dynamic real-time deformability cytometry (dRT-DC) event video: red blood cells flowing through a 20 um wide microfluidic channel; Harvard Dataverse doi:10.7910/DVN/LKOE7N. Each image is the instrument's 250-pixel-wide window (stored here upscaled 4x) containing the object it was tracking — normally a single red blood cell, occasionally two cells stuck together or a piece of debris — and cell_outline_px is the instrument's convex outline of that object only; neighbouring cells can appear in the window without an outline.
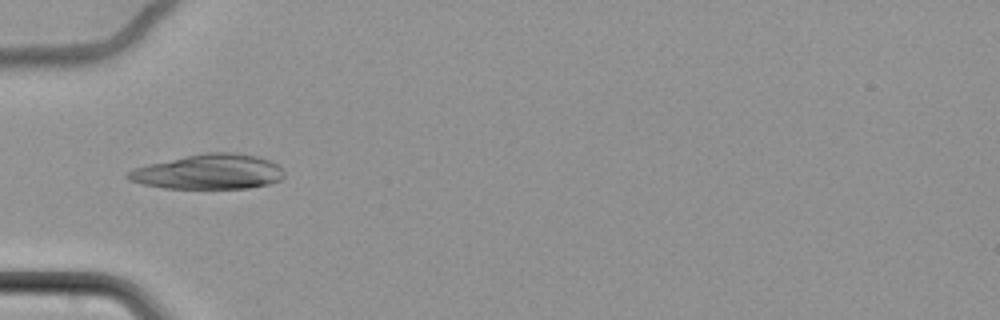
{"species": "common noctule bat (a hibernating species)", "species_latin": "Nyctalus noctula", "temperature_condition": "cold", "stored_images_in_passage": 14, "camera_frame_rate_fps": 3000, "um_per_image_px": 0.085, "animal": {"sex": "female", "body_mass_g": 22.7, "forearm_length_mm": 54.2}, "frame": {"image": 1, "passage_image": 6, "time_ms": 1.667, "image_size_px": [1000, 320], "cell_outline_px": [[284, 176], [280, 180], [268, 184], [248, 188], [164, 188], [144, 184], [128, 180], [124, 176], [132, 168], [148, 164], [204, 152], [236, 152], [256, 156], [268, 160], [276, 164], [284, 172]], "centroid_in_image_um": [17.71, 14.6], "position_along_channel_um": 67.3, "area_um2": 31.73}}
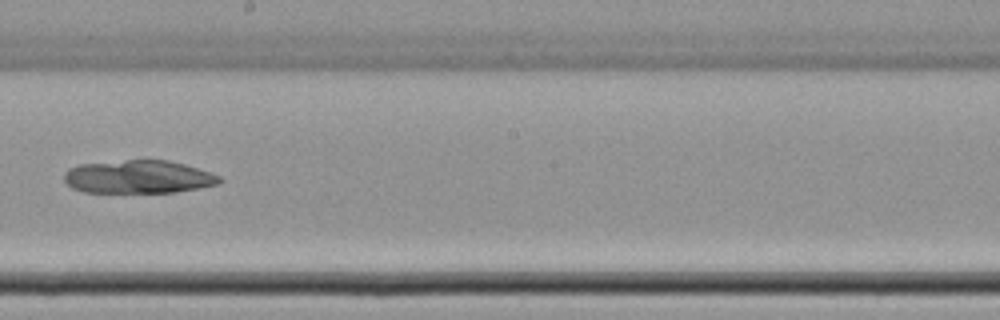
{"frame": {"image": 2, "passage_image": 10, "time_ms": 3.0, "image_size_px": [1000, 320], "cell_outline_px": [[224, 180], [220, 184], [176, 192], [84, 192], [72, 188], [64, 180], [64, 172], [68, 168], [80, 164], [128, 160], [168, 160], [184, 164], [220, 176]], "centroid_in_image_um": [11.76, 15.03], "position_along_channel_um": 236.4, "area_um2": 29.94}}
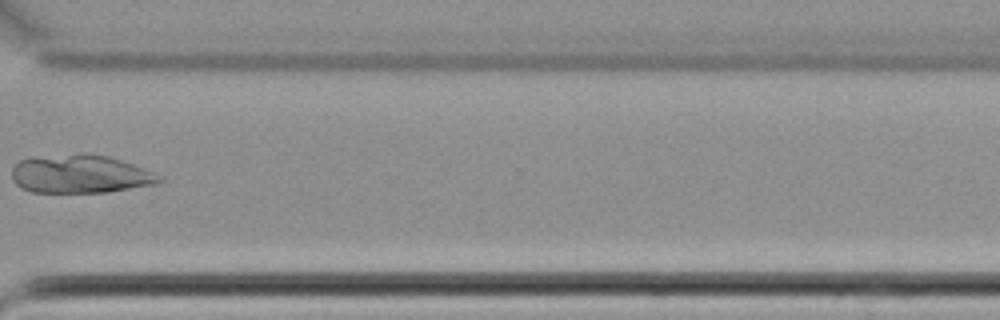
{"frame": {"image": 3, "passage_image": 13, "time_ms": 4.0, "image_size_px": [1000, 320], "cell_outline_px": [[164, 180], [156, 184], [108, 192], [32, 192], [20, 188], [12, 180], [12, 168], [20, 160], [32, 156], [84, 152], [108, 156], [132, 164], [152, 172], [160, 176]], "centroid_in_image_um": [6.77, 14.78], "position_along_channel_um": 363.8, "area_um2": 33.29}}